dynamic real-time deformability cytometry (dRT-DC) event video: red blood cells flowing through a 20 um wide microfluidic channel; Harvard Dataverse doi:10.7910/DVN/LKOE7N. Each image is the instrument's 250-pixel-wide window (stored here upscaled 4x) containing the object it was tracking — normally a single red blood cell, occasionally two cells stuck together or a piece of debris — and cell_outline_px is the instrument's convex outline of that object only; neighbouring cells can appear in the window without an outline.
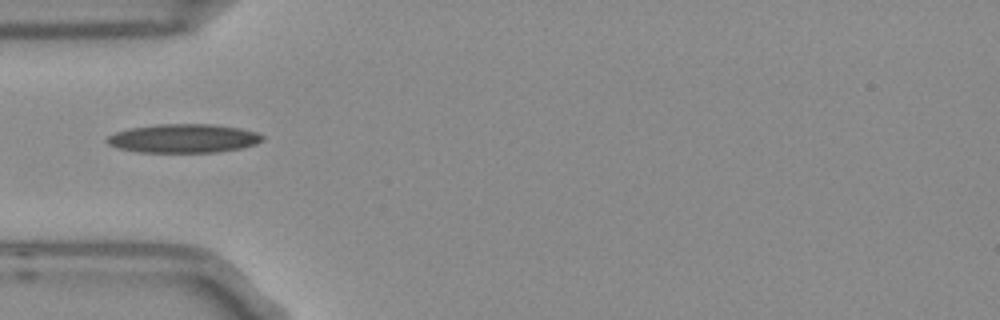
{"species": "Egyptian fruit bat (a non-hibernating species)", "species_latin": "Rousettus aegyptiacus", "temperature_condition": "room temperature", "stored_images_in_passage": 3, "camera_frame_rate_fps": 3000, "um_per_image_px": 0.085, "frame": {"image": 1, "passage_image": 3, "time_ms": 0.667, "image_size_px": [1000, 320], "cell_outline_px": [[264, 140], [256, 144], [240, 148], [216, 152], [140, 152], [116, 148], [108, 144], [104, 140], [108, 136], [116, 132], [128, 128], [156, 124], [212, 124], [240, 128], [256, 132], [264, 136]], "centroid_in_image_um": [15.57, 11.76], "position_along_channel_um": 69.4, "area_um2": 26.18}}